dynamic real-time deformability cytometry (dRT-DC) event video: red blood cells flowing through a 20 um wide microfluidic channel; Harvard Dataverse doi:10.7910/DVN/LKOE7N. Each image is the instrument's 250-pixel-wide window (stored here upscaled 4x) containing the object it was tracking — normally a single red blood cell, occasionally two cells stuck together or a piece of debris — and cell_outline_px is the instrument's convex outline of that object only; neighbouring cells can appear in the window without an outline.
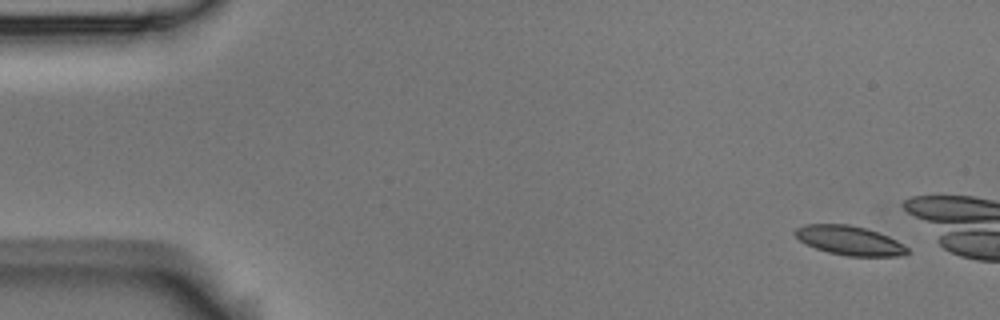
{"species": "Egyptian fruit bat (a non-hibernating species)", "species_latin": "Rousettus aegyptiacus", "temperature_condition": "room temperature", "stored_images_in_passage": 4, "camera_frame_rate_fps": 3000, "um_per_image_px": 0.085, "animal": {"sex": "male"}, "frame": {"image": 1, "passage_image": 1, "time_ms": 0.0, "image_size_px": [1000, 320], "cell_outline_px": [[908, 252], [904, 256], [848, 256], [828, 252], [816, 248], [800, 240], [792, 232], [796, 228], [804, 224], [848, 224], [868, 228], [888, 236], [896, 240], [908, 248]], "centroid_in_image_um": [72.21, 20.43], "position_along_channel_um": 12.8, "area_um2": 19.13}}